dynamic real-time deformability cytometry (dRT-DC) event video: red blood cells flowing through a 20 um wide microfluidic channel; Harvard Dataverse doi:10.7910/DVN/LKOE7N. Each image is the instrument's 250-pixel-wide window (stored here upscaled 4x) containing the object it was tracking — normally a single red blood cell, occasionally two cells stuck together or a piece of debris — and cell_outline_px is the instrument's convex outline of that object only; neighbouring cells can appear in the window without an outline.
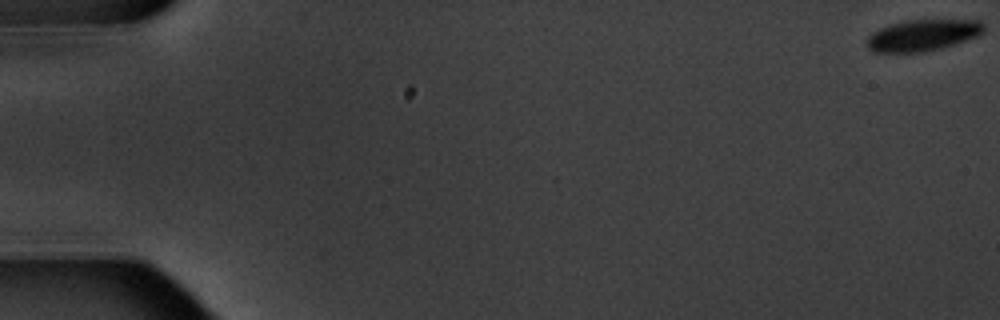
{"species": "common noctule bat (a hibernating species)", "species_latin": "Nyctalus noctula", "temperature_condition": "warm", "stored_images_in_passage": 6, "camera_frame_rate_fps": 3000, "um_per_image_px": 0.085, "animal": {"sex": "male", "body_mass_g": 20.1, "forearm_length_mm": 53.5}, "frame": {"image": 1, "passage_image": 1, "time_ms": 0.0, "image_size_px": [1000, 320], "cell_outline_px": [[984, 32], [976, 36], [940, 48], [924, 52], [872, 52], [868, 48], [868, 36], [872, 32], [880, 28], [904, 20], [980, 20], [984, 24]], "centroid_in_image_um": [78.42, 2.99], "position_along_channel_um": 6.6, "area_um2": 21.15}}
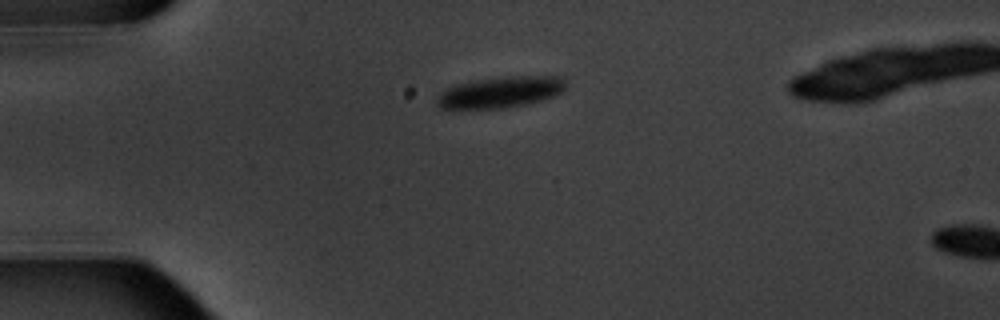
{"frame": {"image": 2, "passage_image": 5, "time_ms": 5.0, "image_size_px": [1000, 320], "cell_outline_px": [[568, 84], [556, 96], [544, 100], [504, 108], [452, 112], [440, 108], [436, 104], [436, 100], [440, 92], [444, 88], [476, 80], [504, 76], [564, 76]], "centroid_in_image_um": [42.47, 7.88], "position_along_channel_um": 42.5, "area_um2": 24.45}}